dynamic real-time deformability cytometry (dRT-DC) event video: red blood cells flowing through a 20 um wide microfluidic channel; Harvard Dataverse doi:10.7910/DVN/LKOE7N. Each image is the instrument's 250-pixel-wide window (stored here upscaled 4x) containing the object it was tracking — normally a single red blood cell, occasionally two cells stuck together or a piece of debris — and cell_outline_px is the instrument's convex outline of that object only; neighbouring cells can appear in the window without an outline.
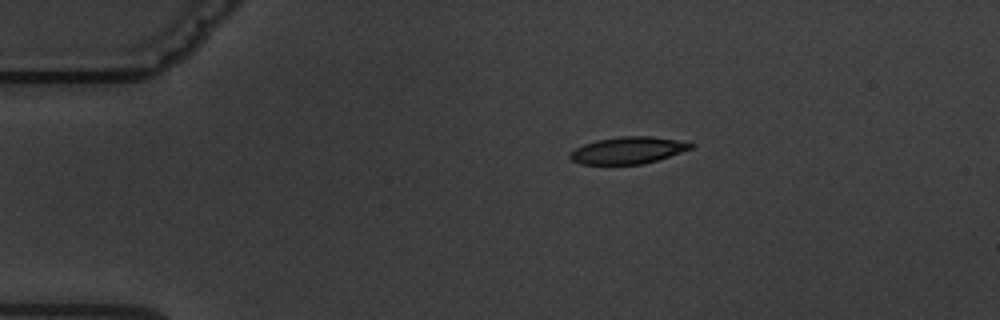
{"species": "common noctule bat (a hibernating species)", "species_latin": "Nyctalus noctula", "temperature_condition": "warm", "stored_images_in_passage": 7, "camera_frame_rate_fps": 3000, "um_per_image_px": 0.085, "animal": {"sex": "male", "body_mass_g": 19.5, "forearm_length_mm": 54.6}, "frame": {"image": 1, "passage_image": 4, "time_ms": 3.667, "image_size_px": [1000, 320], "cell_outline_px": [[696, 144], [692, 148], [644, 164], [580, 164], [572, 160], [568, 156], [568, 152], [584, 144], [596, 140], [620, 136], [652, 136], [676, 140]], "centroid_in_image_um": [53.33, 12.77], "position_along_channel_um": 31.7, "area_um2": 18.84}}
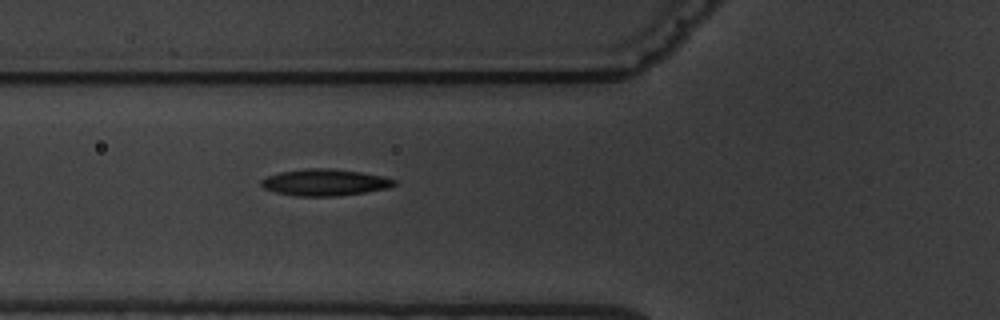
{"frame": {"image": 2, "passage_image": 7, "time_ms": 7.0, "image_size_px": [1000, 320], "cell_outline_px": [[396, 184], [388, 188], [364, 192], [336, 196], [296, 196], [276, 192], [264, 188], [260, 184], [260, 180], [268, 176], [280, 172], [304, 168], [332, 168], [360, 172], [384, 176], [396, 180]], "centroid_in_image_um": [27.6, 15.49], "position_along_channel_um": 98.2, "area_um2": 20.63}}